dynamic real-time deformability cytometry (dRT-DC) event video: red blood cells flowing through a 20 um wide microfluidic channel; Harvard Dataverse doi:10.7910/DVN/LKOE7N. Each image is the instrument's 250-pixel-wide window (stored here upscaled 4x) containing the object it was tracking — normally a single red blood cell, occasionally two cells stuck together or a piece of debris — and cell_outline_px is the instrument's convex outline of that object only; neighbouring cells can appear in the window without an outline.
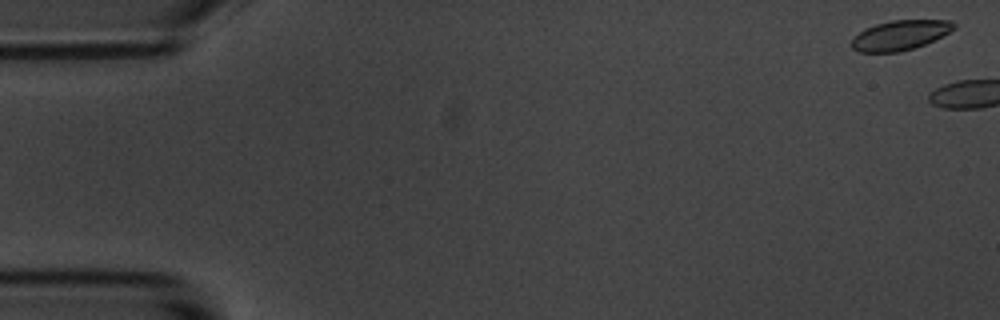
{"species": "common noctule bat (a hibernating species)", "species_latin": "Nyctalus noctula", "temperature_condition": "room temperature", "stored_images_in_passage": 5, "camera_frame_rate_fps": 3000, "um_per_image_px": 0.085, "animal": {"sex": "male", "body_mass_g": 20.1, "forearm_length_mm": 53.5}, "frame": {"image": 1, "passage_image": 2, "time_ms": 0.333, "image_size_px": [1000, 320], "cell_outline_px": [[956, 28], [924, 44], [900, 52], [860, 52], [852, 48], [852, 36], [864, 28], [876, 24], [892, 20], [952, 20], [956, 24]], "centroid_in_image_um": [76.47, 2.98], "position_along_channel_um": 8.5, "area_um2": 17.69}}